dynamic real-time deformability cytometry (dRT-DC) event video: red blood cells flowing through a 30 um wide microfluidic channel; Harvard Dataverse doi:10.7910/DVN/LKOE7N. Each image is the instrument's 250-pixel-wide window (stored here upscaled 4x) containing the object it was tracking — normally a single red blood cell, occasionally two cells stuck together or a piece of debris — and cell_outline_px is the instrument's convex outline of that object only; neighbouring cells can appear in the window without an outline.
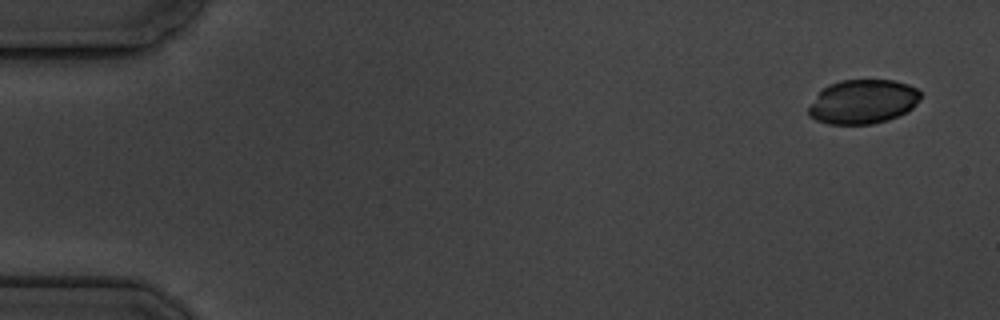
{"species": "common noctule bat (a hibernating species)", "species_latin": "Nyctalus noctula", "temperature_condition": "cold", "stored_images_in_passage": 4, "camera_frame_rate_fps": 3000, "um_per_image_px": 0.085, "animal": {"sex": "male", "body_mass_g": 19.5, "forearm_length_mm": 54.6}, "frame": {"image": 1, "passage_image": 1, "time_ms": 0.0, "image_size_px": [1000, 320], "cell_outline_px": [[920, 96], [916, 104], [908, 112], [888, 120], [872, 124], [828, 124], [816, 120], [808, 116], [808, 108], [820, 92], [828, 84], [840, 80], [892, 80], [908, 84], [916, 88], [920, 92]], "centroid_in_image_um": [73.35, 8.65], "position_along_channel_um": 11.7, "area_um2": 28.84}}